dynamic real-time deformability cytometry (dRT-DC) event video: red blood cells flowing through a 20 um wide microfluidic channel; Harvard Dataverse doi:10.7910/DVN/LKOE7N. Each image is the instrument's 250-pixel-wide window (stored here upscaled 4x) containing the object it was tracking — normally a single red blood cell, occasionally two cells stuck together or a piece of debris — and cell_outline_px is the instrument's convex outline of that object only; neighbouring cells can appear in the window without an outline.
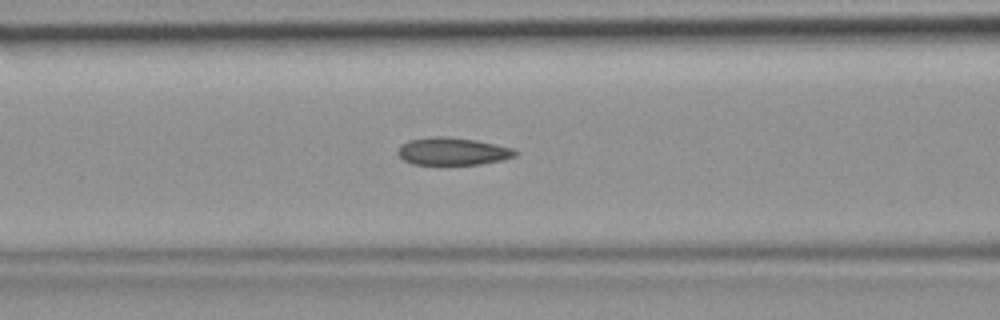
{"species": "common noctule bat (a hibernating species)", "species_latin": "Nyctalus noctula", "temperature_condition": "room temperature", "stored_images_in_passage": 45, "camera_frame_rate_fps": 3000, "um_per_image_px": 0.085, "animal": {"sex": "female", "body_mass_g": 19.9}, "frame": {"image": 1, "passage_image": 18, "time_ms": 5.667, "image_size_px": [1000, 320], "cell_outline_px": [[520, 152], [516, 156], [500, 160], [480, 164], [412, 164], [404, 160], [396, 152], [408, 140], [436, 136], [440, 136], [476, 140], [496, 144], [512, 148]], "centroid_in_image_um": [38.51, 12.86], "position_along_channel_um": 128.1, "area_um2": 18.61}}
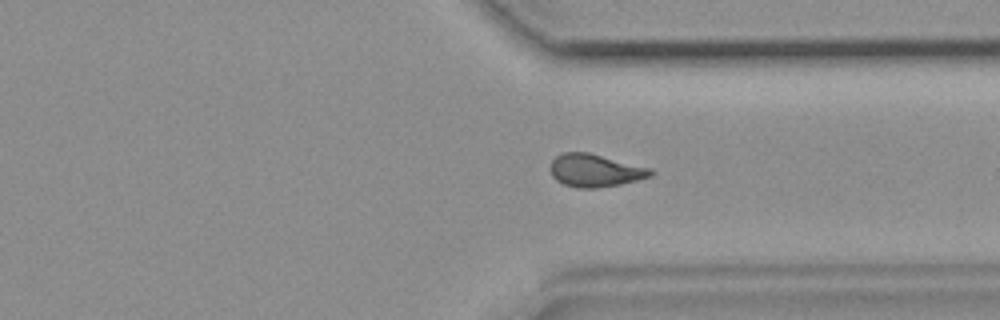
{"frame": {"image": 2, "passage_image": 34, "time_ms": 11.0, "image_size_px": [1000, 320], "cell_outline_px": [[652, 176], [620, 184], [596, 188], [576, 188], [564, 184], [556, 180], [552, 176], [552, 160], [556, 156], [564, 152], [588, 152], [648, 168], [652, 172]], "centroid_in_image_um": [50.54, 14.5], "position_along_channel_um": 360.9, "area_um2": 18.73}}
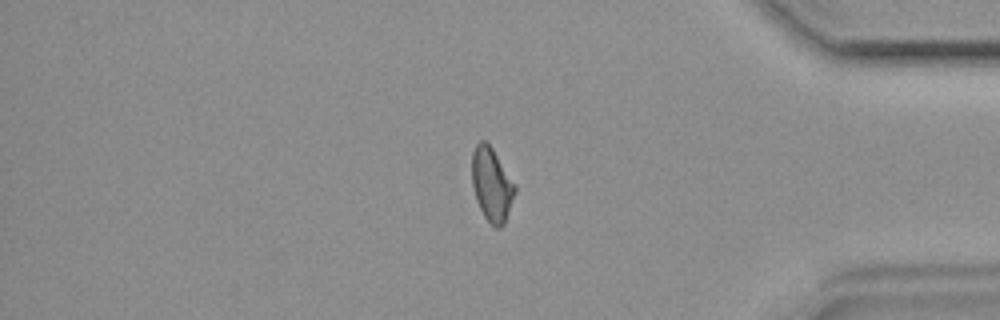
{"frame": {"image": 3, "passage_image": 38, "time_ms": 12.333, "image_size_px": [1000, 320], "cell_outline_px": [[516, 192], [504, 224], [500, 228], [496, 228], [484, 216], [476, 200], [472, 184], [472, 152], [476, 144], [480, 140], [484, 140], [492, 148], [516, 184]], "centroid_in_image_um": [41.8, 15.68], "position_along_channel_um": 393.4, "area_um2": 18.44}}